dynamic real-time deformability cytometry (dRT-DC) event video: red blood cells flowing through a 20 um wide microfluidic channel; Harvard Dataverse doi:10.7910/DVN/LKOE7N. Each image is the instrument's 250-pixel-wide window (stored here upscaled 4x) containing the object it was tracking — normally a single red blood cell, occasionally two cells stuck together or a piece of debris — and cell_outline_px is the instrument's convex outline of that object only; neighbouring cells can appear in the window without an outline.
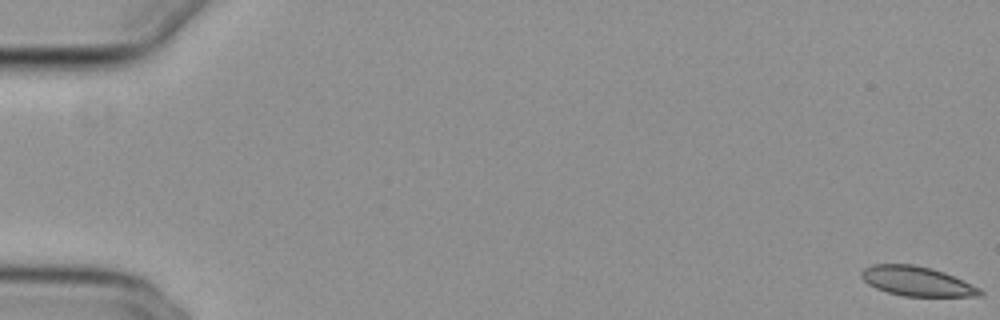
{"species": "common noctule bat (a hibernating species)", "species_latin": "Nyctalus noctula", "temperature_condition": "cold", "stored_images_in_passage": 12, "camera_frame_rate_fps": 3000, "um_per_image_px": 0.085, "animal": {"sex": "female", "body_mass_g": 29.2, "forearm_length_mm": 56.3}, "frame": {"image": 1, "passage_image": 1, "time_ms": 0.0, "image_size_px": [1000, 320], "cell_outline_px": [[984, 296], [904, 296], [888, 292], [876, 288], [868, 284], [860, 276], [860, 272], [864, 268], [872, 264], [912, 264], [932, 268], [944, 272], [980, 288], [984, 292]], "centroid_in_image_um": [77.93, 23.9], "position_along_channel_um": 7.1, "area_um2": 20.4}}